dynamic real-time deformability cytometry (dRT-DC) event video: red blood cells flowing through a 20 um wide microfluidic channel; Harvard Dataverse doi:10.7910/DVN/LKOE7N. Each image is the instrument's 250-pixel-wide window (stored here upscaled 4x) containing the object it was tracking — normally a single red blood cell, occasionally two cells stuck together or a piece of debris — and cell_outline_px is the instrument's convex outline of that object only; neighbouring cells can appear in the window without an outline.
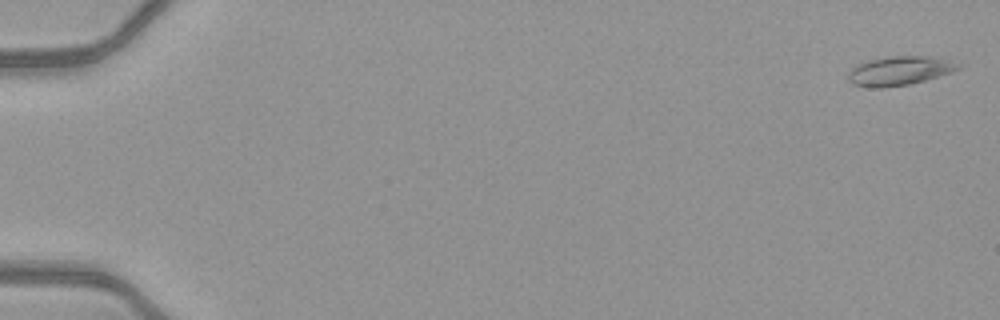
{"species": "common noctule bat (a hibernating species)", "species_latin": "Nyctalus noctula", "temperature_condition": "warm", "stored_images_in_passage": 51, "camera_frame_rate_fps": 3000, "um_per_image_px": 0.085, "animal": {"sex": "female", "body_mass_g": 21.9}, "frame": {"image": 1, "passage_image": 1, "time_ms": 0.0, "image_size_px": [1000, 320], "cell_outline_px": [[964, 64], [960, 68], [912, 84], [884, 88], [872, 88], [852, 84], [848, 80], [848, 72], [856, 64], [868, 60], [888, 56], [924, 56]], "centroid_in_image_um": [76.37, 6.03], "position_along_channel_um": 8.6, "area_um2": 18.5}}
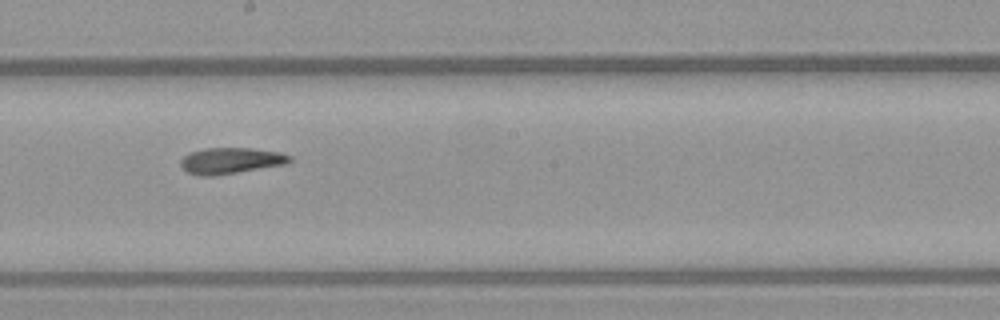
{"frame": {"image": 2, "passage_image": 30, "time_ms": 9.667, "image_size_px": [1000, 320], "cell_outline_px": [[292, 160], [288, 164], [212, 176], [200, 176], [188, 172], [180, 164], [180, 160], [184, 156], [192, 152], [204, 148], [252, 148], [280, 152], [292, 156]], "centroid_in_image_um": [19.66, 13.65], "position_along_channel_um": 228.5, "area_um2": 16.59}}
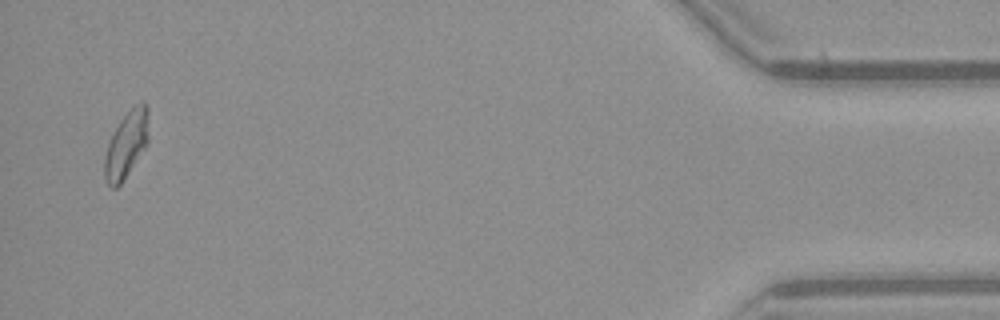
{"frame": {"image": 3, "passage_image": 50, "time_ms": 16.333, "image_size_px": [1000, 320], "cell_outline_px": [[148, 144], [120, 184], [116, 188], [112, 188], [108, 184], [104, 176], [104, 156], [108, 144], [120, 120], [136, 104], [144, 100], [148, 104]], "centroid_in_image_um": [10.76, 12.27], "position_along_channel_um": 424.4, "area_um2": 16.99}, "authors_computed_cell_mechanics": {"area_um2": 17.051, "velocity_mm_per_s": 4.1188, "shape_relaxation_time_tau1_ms": null, "shape_relaxation_time_tau2_ms": 4.1126, "deformation_change_tau1": null, "deformation_change_tau2": 0.1301}}